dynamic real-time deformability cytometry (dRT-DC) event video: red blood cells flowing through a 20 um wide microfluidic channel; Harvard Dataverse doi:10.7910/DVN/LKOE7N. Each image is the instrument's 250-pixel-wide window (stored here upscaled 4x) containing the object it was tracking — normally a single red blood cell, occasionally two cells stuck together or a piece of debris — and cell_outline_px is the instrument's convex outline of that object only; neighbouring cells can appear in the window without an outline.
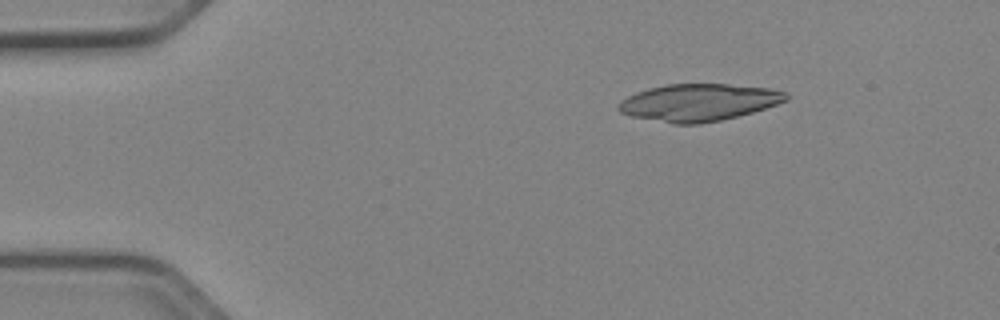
{"species": "Egyptian fruit bat (a non-hibernating species)", "species_latin": "Rousettus aegyptiacus", "temperature_condition": "cold", "stored_images_in_passage": 19, "camera_frame_rate_fps": 3000, "um_per_image_px": 0.085, "animal": {"sex": "female"}, "frame": {"image": 1, "passage_image": 8, "time_ms": 2.333, "image_size_px": [1000, 320], "cell_outline_px": [[788, 100], [752, 112], [720, 120], [700, 124], [672, 124], [632, 116], [620, 112], [616, 108], [620, 100], [636, 92], [648, 88], [664, 84], [728, 84], [768, 88], [788, 92]], "centroid_in_image_um": [59.35, 8.7], "position_along_channel_um": 25.6, "area_um2": 36.3}}